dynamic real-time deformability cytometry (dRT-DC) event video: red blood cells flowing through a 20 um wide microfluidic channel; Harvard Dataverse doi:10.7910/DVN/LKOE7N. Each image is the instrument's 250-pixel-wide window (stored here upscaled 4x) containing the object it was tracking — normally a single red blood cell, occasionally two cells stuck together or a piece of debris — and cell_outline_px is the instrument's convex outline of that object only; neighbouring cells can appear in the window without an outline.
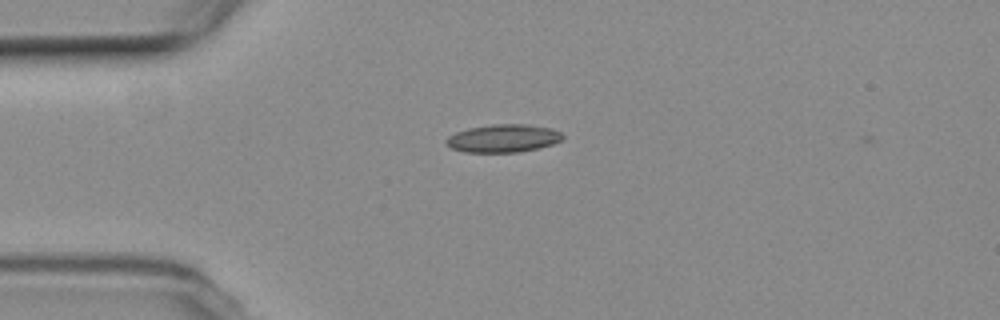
{"species": "common noctule bat (a hibernating species)", "species_latin": "Nyctalus noctula", "temperature_condition": "room temperature", "stored_images_in_passage": 7, "camera_frame_rate_fps": 3000, "um_per_image_px": 0.085, "animal": {"sex": "female", "body_mass_g": 19.3, "forearm_length_mm": 54.1}, "frame": {"image": 1, "passage_image": 1, "time_ms": 0.0, "image_size_px": [1000, 320], "cell_outline_px": [[564, 136], [560, 140], [552, 144], [540, 148], [516, 152], [464, 152], [452, 148], [444, 140], [448, 136], [456, 132], [468, 128], [492, 124], [528, 124], [552, 128], [560, 132]], "centroid_in_image_um": [42.78, 11.75], "position_along_channel_um": 42.2, "area_um2": 18.96}}
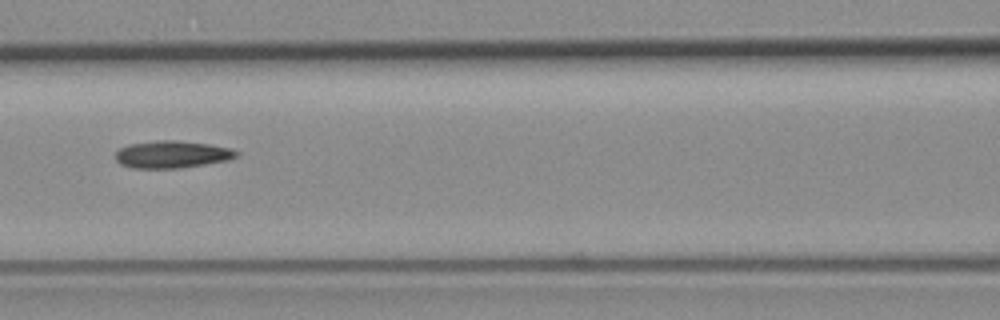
{"frame": {"image": 2, "passage_image": 4, "time_ms": 3.667, "image_size_px": [1000, 320], "cell_outline_px": [[240, 152], [236, 156], [228, 160], [180, 168], [132, 168], [120, 164], [116, 160], [116, 152], [120, 148], [128, 144], [156, 140], [176, 140], [208, 144], [232, 148]], "centroid_in_image_um": [14.61, 13.12], "position_along_channel_um": 152.0, "area_um2": 19.25}}
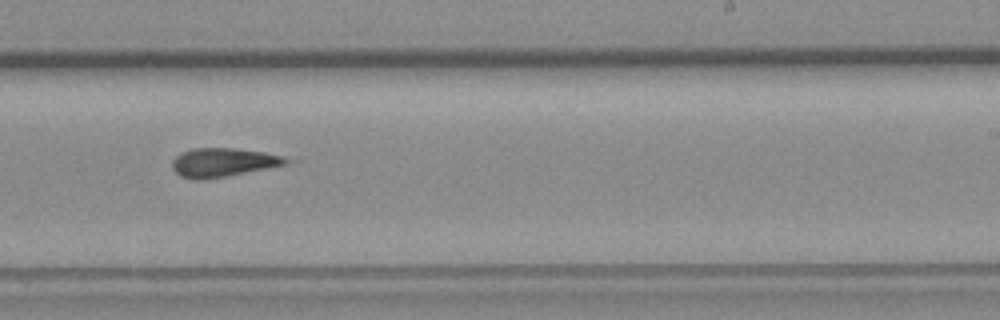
{"frame": {"image": 3, "passage_image": 7, "time_ms": 7.0, "image_size_px": [1000, 320], "cell_outline_px": [[300, 160], [284, 164], [204, 180], [192, 180], [180, 176], [172, 168], [172, 160], [180, 152], [192, 148], [236, 148], [264, 152], [284, 156]], "centroid_in_image_um": [18.96, 13.79], "position_along_channel_um": 270.0, "area_um2": 19.19}}